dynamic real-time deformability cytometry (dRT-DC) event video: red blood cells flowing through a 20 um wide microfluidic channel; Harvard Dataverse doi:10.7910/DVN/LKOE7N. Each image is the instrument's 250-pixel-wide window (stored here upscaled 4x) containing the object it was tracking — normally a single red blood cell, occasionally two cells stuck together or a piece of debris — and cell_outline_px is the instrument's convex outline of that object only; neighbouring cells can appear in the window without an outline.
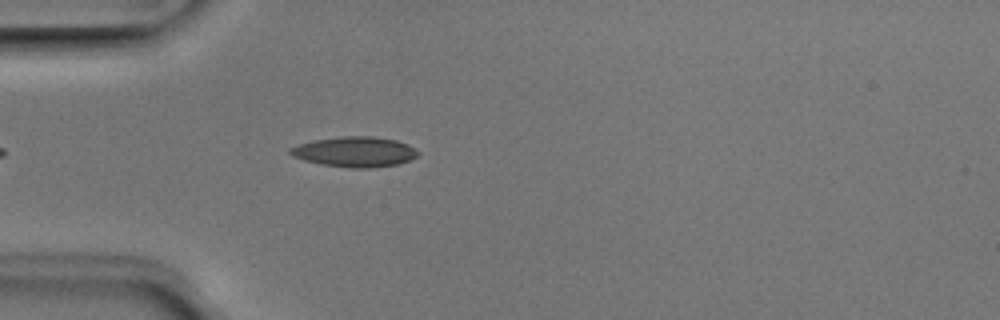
{"species": "Egyptian fruit bat (a non-hibernating species)", "species_latin": "Rousettus aegyptiacus", "temperature_condition": "room temperature", "stored_images_in_passage": 40, "camera_frame_rate_fps": 3000, "um_per_image_px": 0.085, "animal": {"sex": "male"}, "frame": {"image": 1, "passage_image": 6, "time_ms": 1.667, "image_size_px": [1000, 320], "cell_outline_px": [[420, 152], [416, 156], [408, 160], [396, 164], [368, 168], [352, 168], [324, 164], [304, 160], [292, 156], [288, 152], [288, 148], [300, 144], [316, 140], [340, 136], [372, 136], [396, 140], [408, 144], [416, 148]], "centroid_in_image_um": [30.16, 12.89], "position_along_channel_um": 54.8, "area_um2": 22.31}}
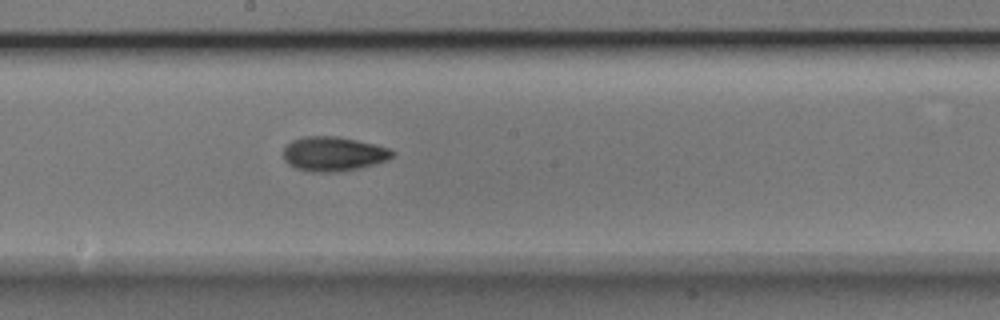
{"frame": {"image": 2, "passage_image": 19, "time_ms": 6.0, "image_size_px": [1000, 320], "cell_outline_px": [[396, 152], [388, 160], [360, 168], [340, 172], [312, 172], [296, 168], [288, 164], [284, 160], [284, 148], [292, 140], [304, 136], [336, 136], [376, 144], [388, 148]], "centroid_in_image_um": [28.35, 13.08], "position_along_channel_um": 219.9, "area_um2": 21.96}}
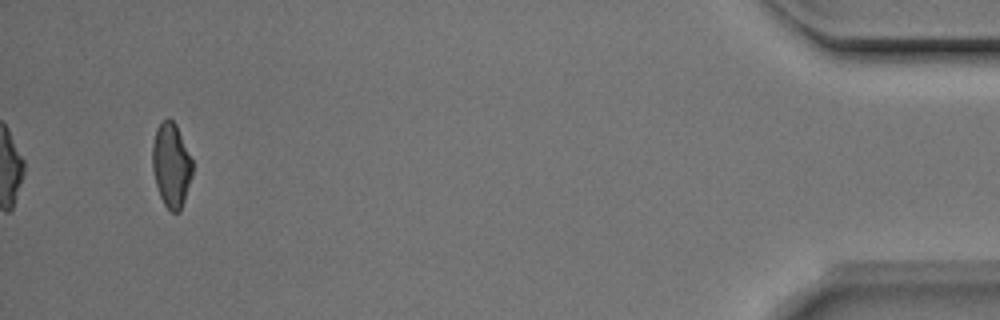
{"frame": {"image": 3, "passage_image": 40, "time_ms": 13.0, "image_size_px": [1000, 320], "cell_outline_px": [[192, 176], [180, 212], [172, 212], [164, 204], [160, 196], [156, 184], [152, 168], [152, 144], [156, 128], [164, 120], [172, 120], [176, 124], [192, 160]], "centroid_in_image_um": [14.55, 14.04], "position_along_channel_um": 420.7, "area_um2": 19.48}, "authors_computed_cell_mechanics": {"area_um2": 20.7213, "velocity_mm_per_s": 3.9674, "shape_relaxation_time_tau1_ms": 3.5517, "shape_relaxation_time_tau2_ms": 2.1174, "deformation_change_tau1": 0.138, "deformation_change_tau2": 0.073}}